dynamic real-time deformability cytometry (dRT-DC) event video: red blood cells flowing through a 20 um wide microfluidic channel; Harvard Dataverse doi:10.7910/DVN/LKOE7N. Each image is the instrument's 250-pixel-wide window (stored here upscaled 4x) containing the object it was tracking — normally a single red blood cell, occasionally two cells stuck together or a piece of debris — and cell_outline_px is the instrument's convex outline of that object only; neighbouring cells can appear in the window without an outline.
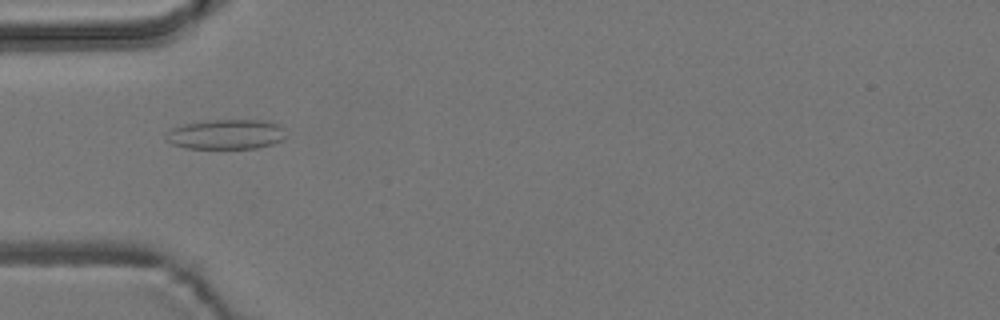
{"species": "common noctule bat (a hibernating species)", "species_latin": "Nyctalus noctula", "temperature_condition": "room temperature", "stored_images_in_passage": 5, "camera_frame_rate_fps": 3000, "um_per_image_px": 0.085, "animal": {"sex": "male", "body_mass_g": 19.2, "forearm_length_mm": 51.8}, "frame": {"image": 1, "passage_image": 4, "time_ms": 3.667, "image_size_px": [1000, 320], "cell_outline_px": [[288, 136], [284, 140], [272, 144], [256, 148], [184, 148], [172, 144], [164, 140], [168, 132], [172, 128], [184, 124], [204, 120], [268, 120], [280, 124], [284, 128]], "centroid_in_image_um": [19.27, 11.41], "position_along_channel_um": 65.7, "area_um2": 21.27}}